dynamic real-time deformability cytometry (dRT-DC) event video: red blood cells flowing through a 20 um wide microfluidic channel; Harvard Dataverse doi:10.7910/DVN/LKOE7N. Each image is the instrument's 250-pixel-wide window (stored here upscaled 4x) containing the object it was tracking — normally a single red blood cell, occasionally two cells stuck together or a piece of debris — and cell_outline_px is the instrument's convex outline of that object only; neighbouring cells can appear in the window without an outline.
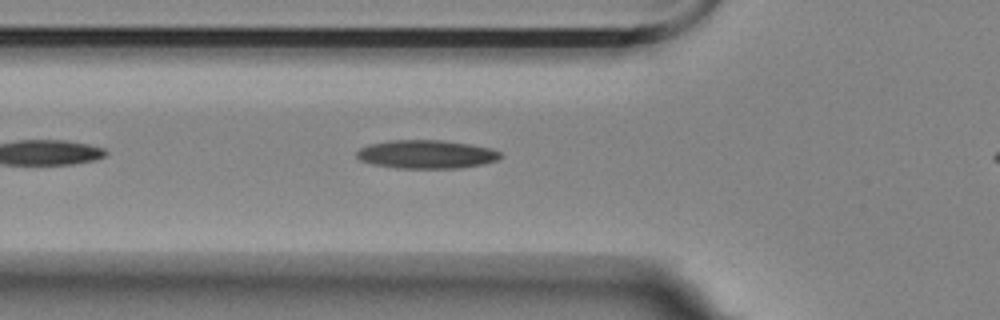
{"species": "Egyptian fruit bat (a non-hibernating species)", "species_latin": "Rousettus aegyptiacus", "temperature_condition": "room temperature", "stored_images_in_passage": 17, "camera_frame_rate_fps": 3000, "um_per_image_px": 0.085, "animal": {"sex": "female"}, "frame": {"image": 1, "passage_image": 6, "time_ms": 1.667, "image_size_px": [1000, 320], "cell_outline_px": [[500, 156], [496, 160], [480, 164], [460, 168], [396, 168], [372, 164], [360, 160], [356, 156], [356, 152], [360, 148], [368, 144], [392, 140], [440, 140], [468, 144], [488, 148], [500, 152]], "centroid_in_image_um": [36.16, 13.11], "position_along_channel_um": 89.6, "area_um2": 23.58}}